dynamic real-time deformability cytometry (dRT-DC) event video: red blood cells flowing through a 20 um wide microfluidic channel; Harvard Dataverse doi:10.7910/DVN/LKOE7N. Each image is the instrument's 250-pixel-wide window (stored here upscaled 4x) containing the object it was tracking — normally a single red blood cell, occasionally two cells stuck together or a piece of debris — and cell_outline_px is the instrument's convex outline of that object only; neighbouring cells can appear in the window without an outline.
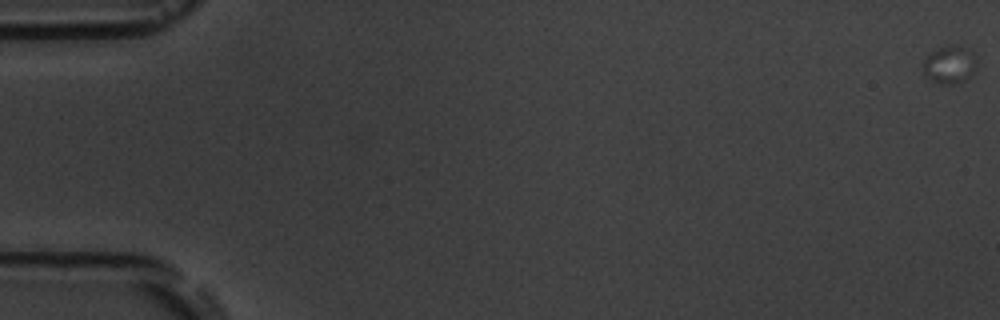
{"species": "common noctule bat (a hibernating species)", "species_latin": "Nyctalus noctula", "temperature_condition": "room temperature", "stored_images_in_passage": 8, "camera_frame_rate_fps": 3000, "um_per_image_px": 0.085, "animal": {"sex": "male", "body_mass_g": 19.5, "forearm_length_mm": 54.6}, "frame": {"image": 1, "passage_image": 1, "time_ms": 0.0, "image_size_px": [1000, 320], "cell_outline_px": [[976, 68], [964, 80], [956, 84], [940, 84], [924, 76], [924, 60], [932, 52], [948, 44], [960, 48], [976, 56]], "centroid_in_image_um": [80.69, 5.53], "position_along_channel_um": 4.3, "area_um2": 11.33}}
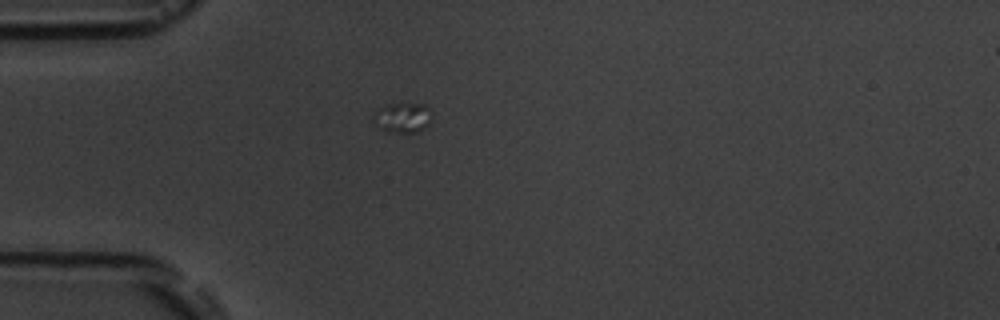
{"frame": {"image": 2, "passage_image": 6, "time_ms": 6.667, "image_size_px": [1000, 320], "cell_outline_px": [[432, 120], [424, 128], [416, 132], [392, 132], [380, 128], [372, 120], [372, 112], [380, 108], [392, 104], [424, 104], [428, 108]], "centroid_in_image_um": [34.2, 10.0], "position_along_channel_um": 50.8, "area_um2": 10.06}}